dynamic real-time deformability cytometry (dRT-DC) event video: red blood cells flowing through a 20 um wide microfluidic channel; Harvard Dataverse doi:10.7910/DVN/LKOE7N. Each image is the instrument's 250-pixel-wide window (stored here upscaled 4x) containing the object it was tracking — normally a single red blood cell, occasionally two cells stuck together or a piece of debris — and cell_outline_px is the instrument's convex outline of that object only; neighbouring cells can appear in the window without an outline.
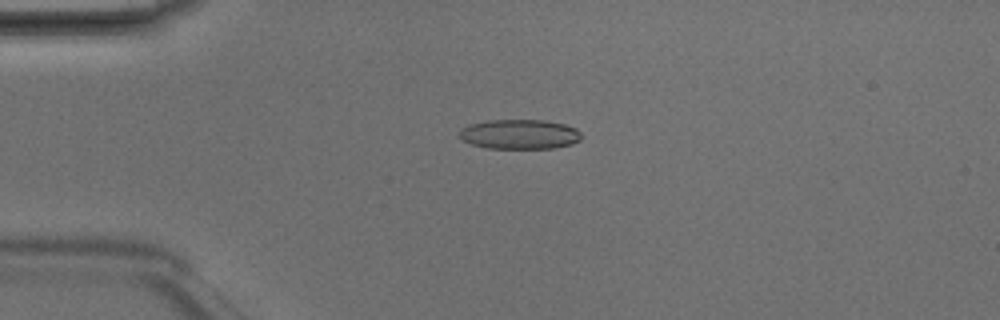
{"species": "Egyptian fruit bat (a non-hibernating species)", "species_latin": "Rousettus aegyptiacus", "temperature_condition": "room temperature", "stored_images_in_passage": 5, "camera_frame_rate_fps": 3000, "um_per_image_px": 0.085, "animal": {"sex": "male"}, "frame": {"image": 1, "passage_image": 4, "time_ms": 1.0, "image_size_px": [1000, 320], "cell_outline_px": [[584, 136], [580, 140], [572, 144], [552, 148], [488, 148], [472, 144], [464, 140], [460, 136], [460, 128], [468, 124], [488, 120], [544, 120], [564, 124], [576, 128]], "centroid_in_image_um": [44.19, 11.4], "position_along_channel_um": 40.8, "area_um2": 21.15}}